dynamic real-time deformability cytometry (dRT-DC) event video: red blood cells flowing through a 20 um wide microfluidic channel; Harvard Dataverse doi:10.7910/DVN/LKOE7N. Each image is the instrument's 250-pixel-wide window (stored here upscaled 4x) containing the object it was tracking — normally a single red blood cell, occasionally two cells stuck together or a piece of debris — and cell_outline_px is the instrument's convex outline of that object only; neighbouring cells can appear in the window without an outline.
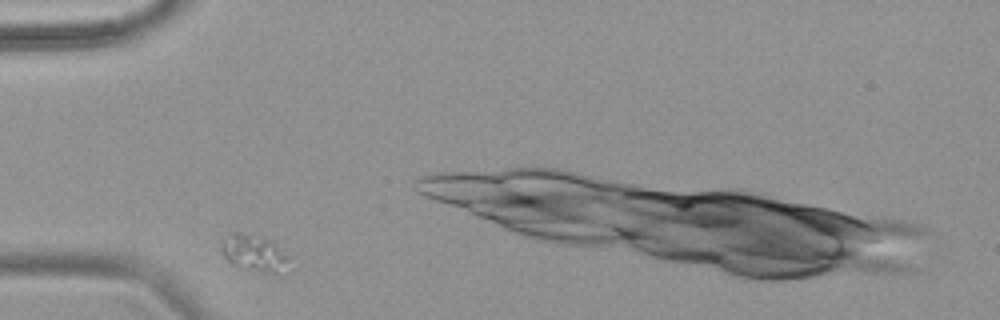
{"species": "common noctule bat (a hibernating species)", "species_latin": "Nyctalus noctula", "temperature_condition": "warm", "stored_images_in_passage": 28, "camera_frame_rate_fps": 3000, "um_per_image_px": 0.085, "animal": {"sex": "female", "body_mass_g": 18.4}, "frame": {"image": 1, "passage_image": 1, "time_ms": 0.0, "image_size_px": [1000, 320], "cell_outline_px": [[292, 256], [288, 272], [268, 272], [248, 268], [232, 264], [224, 256], [220, 248], [232, 232], [240, 232], [272, 240]], "centroid_in_image_um": [21.74, 21.52], "position_along_channel_um": 63.3, "area_um2": 14.39}}
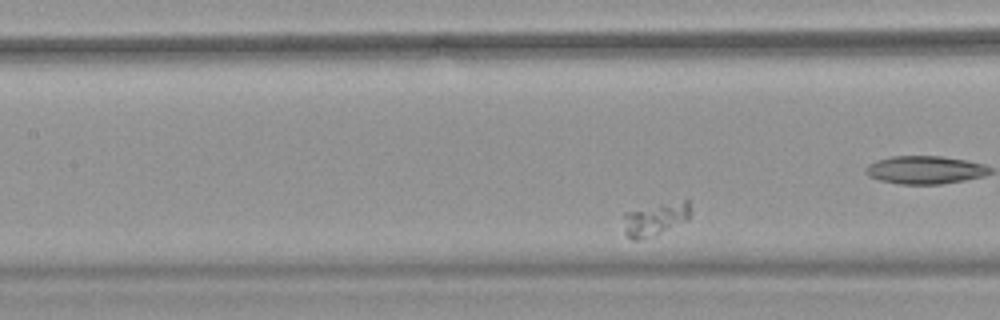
{"frame": {"image": 2, "passage_image": 10, "time_ms": 3.0, "image_size_px": [1000, 320], "cell_outline_px": [[688, 220], [644, 240], [632, 240], [624, 232], [624, 212], [660, 204], [684, 200], [688, 200]], "centroid_in_image_um": [55.65, 18.65], "position_along_channel_um": 151.8, "area_um2": 12.66}}
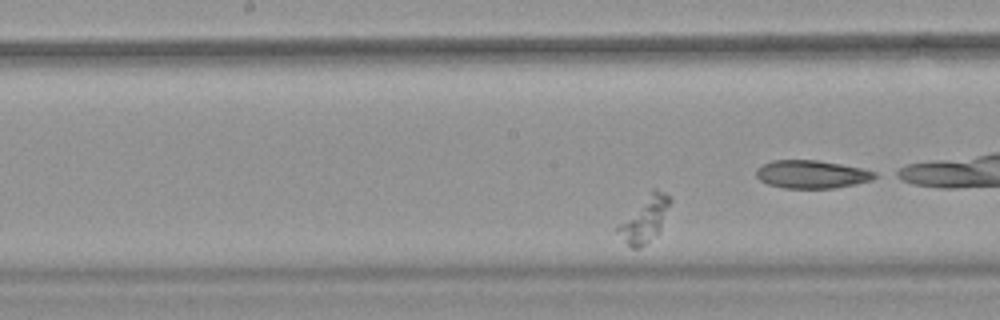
{"frame": {"image": 3, "passage_image": 14, "time_ms": 4.333, "image_size_px": [1000, 320], "cell_outline_px": [[672, 200], [660, 232], [656, 236], [640, 248], [632, 248], [616, 232], [616, 228], [652, 188], [664, 192]], "centroid_in_image_um": [54.84, 18.64], "position_along_channel_um": 193.4, "area_um2": 13.64}}